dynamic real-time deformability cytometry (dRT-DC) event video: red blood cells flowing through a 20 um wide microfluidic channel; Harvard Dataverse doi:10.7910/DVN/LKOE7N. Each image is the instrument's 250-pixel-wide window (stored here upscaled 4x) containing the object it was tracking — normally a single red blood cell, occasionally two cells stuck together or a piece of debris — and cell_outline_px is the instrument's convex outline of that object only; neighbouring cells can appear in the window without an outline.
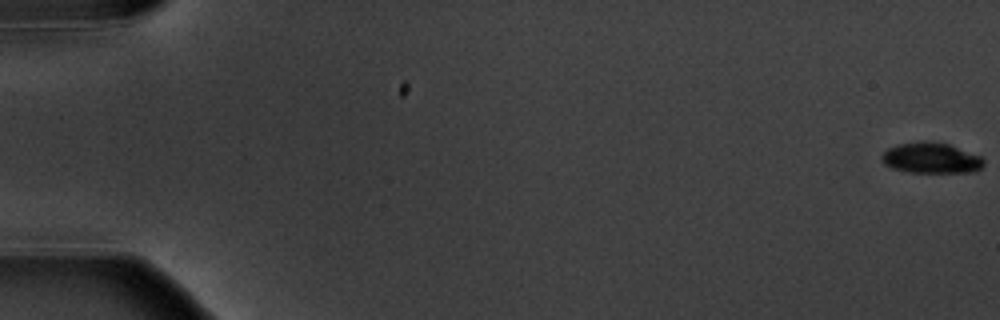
{"species": "common noctule bat (a hibernating species)", "species_latin": "Nyctalus noctula", "temperature_condition": "warm", "stored_images_in_passage": 6, "camera_frame_rate_fps": 3000, "um_per_image_px": 0.085, "animal": {"sex": "male", "body_mass_g": 20.1, "forearm_length_mm": 53.5}, "frame": {"image": 1, "passage_image": 1, "time_ms": 0.0, "image_size_px": [1000, 320], "cell_outline_px": [[984, 164], [980, 168], [972, 172], [912, 172], [892, 168], [884, 164], [880, 156], [888, 148], [900, 144], [924, 140], [928, 140], [948, 144], [980, 156], [984, 160]], "centroid_in_image_um": [79.13, 13.42], "position_along_channel_um": 5.9, "area_um2": 18.09}}
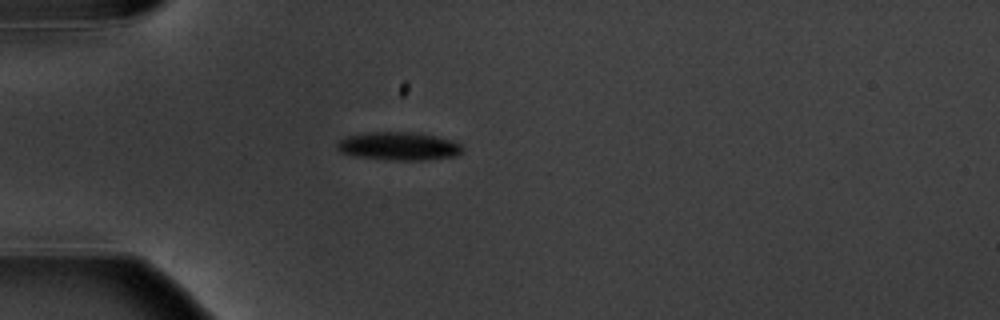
{"frame": {"image": 2, "passage_image": 5, "time_ms": 5.667, "image_size_px": [1000, 320], "cell_outline_px": [[464, 148], [456, 156], [424, 160], [396, 160], [356, 156], [340, 152], [336, 148], [336, 144], [340, 140], [348, 136], [368, 132], [420, 132], [452, 140], [460, 144]], "centroid_in_image_um": [33.91, 12.41], "position_along_channel_um": 51.1, "area_um2": 20.58}}